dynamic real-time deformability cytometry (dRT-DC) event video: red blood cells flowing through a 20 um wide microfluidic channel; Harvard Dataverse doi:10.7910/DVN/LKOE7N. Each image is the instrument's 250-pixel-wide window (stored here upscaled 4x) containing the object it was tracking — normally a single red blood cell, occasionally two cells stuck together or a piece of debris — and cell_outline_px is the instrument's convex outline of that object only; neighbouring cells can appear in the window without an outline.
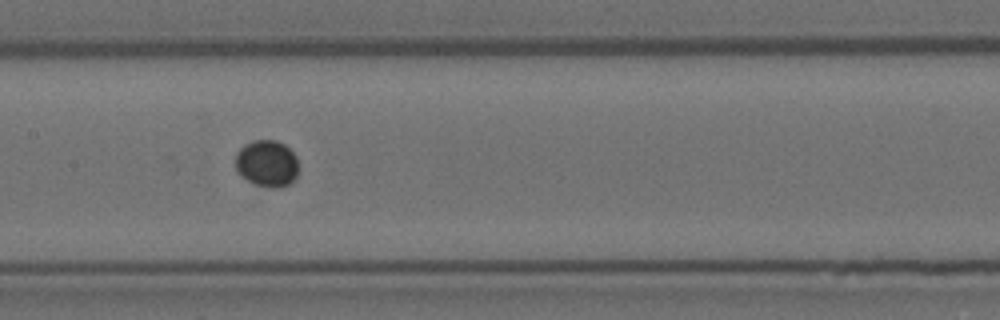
{"species": "Egyptian fruit bat (a non-hibernating species)", "species_latin": "Rousettus aegyptiacus", "temperature_condition": "room temperature", "stored_images_in_passage": 7, "camera_frame_rate_fps": 3000, "um_per_image_px": 0.085, "animal": {"sex": "female"}, "frame": {"image": 1, "passage_image": 6, "time_ms": 1.667, "image_size_px": [1000, 320], "cell_outline_px": [[296, 176], [288, 184], [280, 188], [272, 188], [252, 184], [240, 176], [236, 172], [236, 152], [244, 144], [252, 140], [276, 140], [284, 144], [296, 156]], "centroid_in_image_um": [22.63, 13.9], "position_along_channel_um": 184.8, "area_um2": 17.28}}
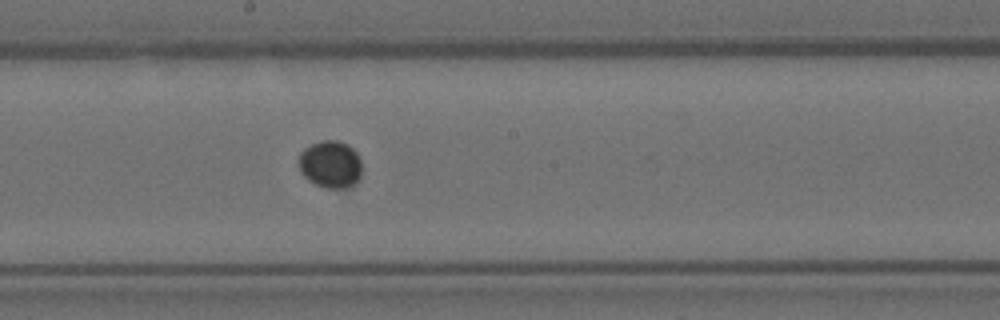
{"frame": {"image": 2, "passage_image": 7, "time_ms": 2.0, "image_size_px": [1000, 320], "cell_outline_px": [[360, 180], [352, 188], [324, 188], [308, 180], [300, 172], [300, 152], [304, 148], [320, 140], [336, 140], [348, 144], [356, 152], [360, 160]], "centroid_in_image_um": [28.11, 13.98], "position_along_channel_um": 220.1, "area_um2": 17.57}}